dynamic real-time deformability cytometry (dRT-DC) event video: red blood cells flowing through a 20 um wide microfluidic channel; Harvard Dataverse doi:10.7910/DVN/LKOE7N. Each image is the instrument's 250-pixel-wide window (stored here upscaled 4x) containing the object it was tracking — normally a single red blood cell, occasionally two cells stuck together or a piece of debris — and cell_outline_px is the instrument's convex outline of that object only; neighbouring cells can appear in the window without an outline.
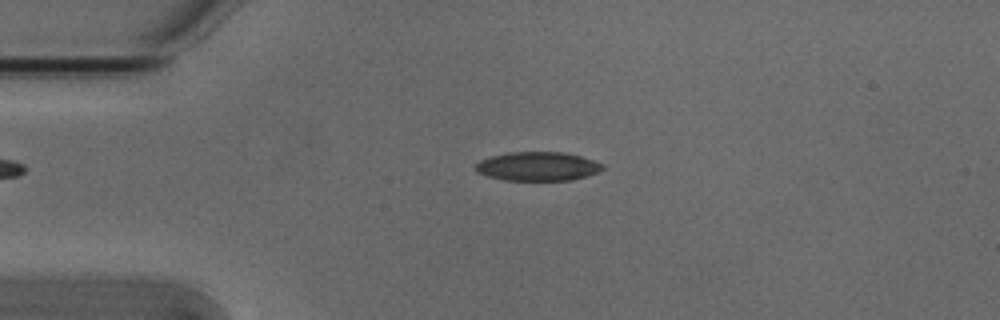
{"species": "Egyptian fruit bat (a non-hibernating species)", "species_latin": "Rousettus aegyptiacus", "temperature_condition": "cold", "stored_images_in_passage": 4, "camera_frame_rate_fps": 3000, "um_per_image_px": 0.085, "animal": {"sex": "male"}, "frame": {"image": 1, "passage_image": 3, "time_ms": 0.667, "image_size_px": [1000, 320], "cell_outline_px": [[604, 168], [596, 172], [572, 180], [504, 180], [488, 176], [476, 172], [476, 164], [480, 160], [492, 156], [508, 152], [564, 152], [580, 156], [604, 164]], "centroid_in_image_um": [45.69, 14.13], "position_along_channel_um": 39.3, "area_um2": 21.21}}